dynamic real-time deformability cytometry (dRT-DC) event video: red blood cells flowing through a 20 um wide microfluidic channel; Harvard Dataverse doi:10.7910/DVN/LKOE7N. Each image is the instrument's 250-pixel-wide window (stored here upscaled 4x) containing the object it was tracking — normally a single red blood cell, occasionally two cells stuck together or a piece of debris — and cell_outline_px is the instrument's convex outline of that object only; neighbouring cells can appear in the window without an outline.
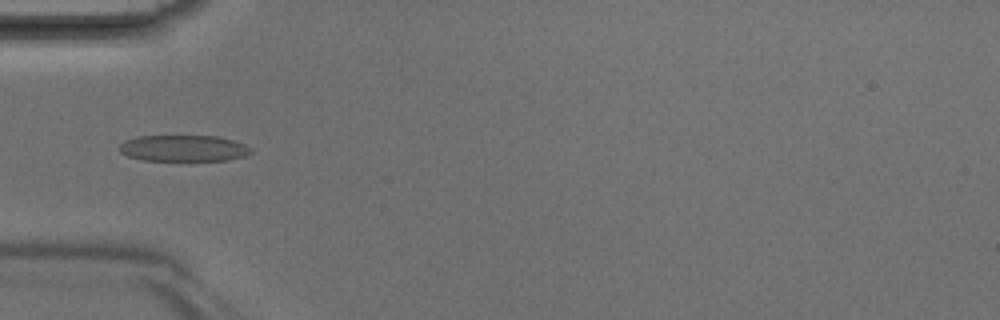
{"species": "Egyptian fruit bat (a non-hibernating species)", "species_latin": "Rousettus aegyptiacus", "temperature_condition": "room temperature", "stored_images_in_passage": 36, "camera_frame_rate_fps": 3000, "um_per_image_px": 0.085, "animal": {"sex": "male"}, "frame": {"image": 1, "passage_image": 8, "time_ms": 2.333, "image_size_px": [1000, 320], "cell_outline_px": [[252, 152], [244, 156], [228, 160], [144, 160], [128, 156], [120, 152], [120, 144], [124, 140], [136, 136], [216, 136], [232, 140], [244, 144], [252, 148]], "centroid_in_image_um": [15.59, 12.59], "position_along_channel_um": 69.4, "area_um2": 20.06}}
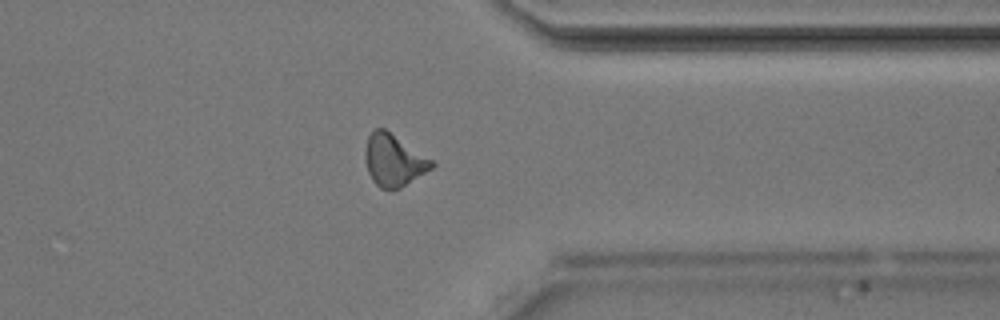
{"frame": {"image": 2, "passage_image": 27, "time_ms": 8.667, "image_size_px": [1000, 320], "cell_outline_px": [[436, 164], [432, 168], [400, 188], [380, 188], [372, 180], [368, 172], [364, 156], [364, 148], [368, 136], [376, 128], [384, 128], [432, 160]], "centroid_in_image_um": [33.43, 13.61], "position_along_channel_um": 378.0, "area_um2": 19.83}}
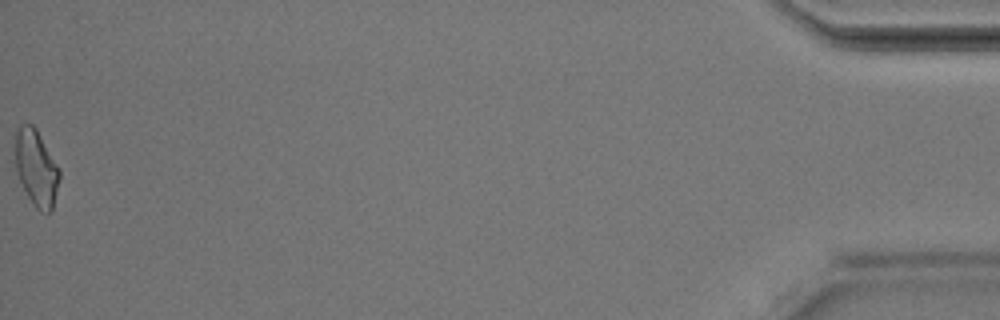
{"frame": {"image": 3, "passage_image": 36, "time_ms": 11.667, "image_size_px": [1000, 320], "cell_outline_px": [[60, 176], [52, 208], [48, 212], [40, 212], [36, 208], [28, 196], [20, 180], [16, 168], [16, 128], [20, 124], [32, 124], [36, 128], [60, 168]], "centroid_in_image_um": [3.09, 14.24], "position_along_channel_um": 432.1, "area_um2": 19.36}}